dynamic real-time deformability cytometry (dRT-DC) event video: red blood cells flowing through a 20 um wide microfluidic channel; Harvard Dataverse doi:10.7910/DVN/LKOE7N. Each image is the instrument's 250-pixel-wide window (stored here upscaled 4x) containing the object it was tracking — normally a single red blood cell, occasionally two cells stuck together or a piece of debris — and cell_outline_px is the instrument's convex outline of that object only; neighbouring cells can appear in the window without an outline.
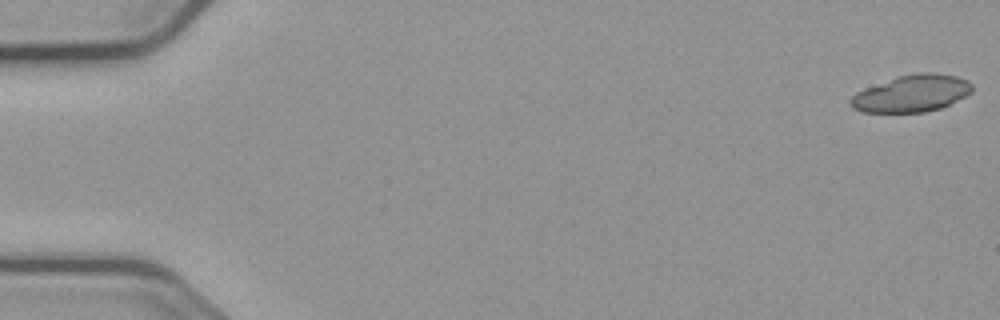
{"species": "common noctule bat (a hibernating species)", "species_latin": "Nyctalus noctula", "temperature_condition": "cold", "stored_images_in_passage": 17, "camera_frame_rate_fps": 3000, "um_per_image_px": 0.085, "animal": {"sex": "male", "body_mass_g": 23.1, "forearm_length_mm": 52.7}, "frame": {"image": 1, "passage_image": 1, "time_ms": 0.0, "image_size_px": [1000, 320], "cell_outline_px": [[972, 92], [940, 108], [924, 112], [864, 112], [852, 108], [848, 104], [848, 100], [856, 92], [864, 88], [896, 76], [916, 72], [932, 72], [956, 76], [968, 80], [972, 84]], "centroid_in_image_um": [77.45, 7.93], "position_along_channel_um": 7.6, "area_um2": 26.3}}
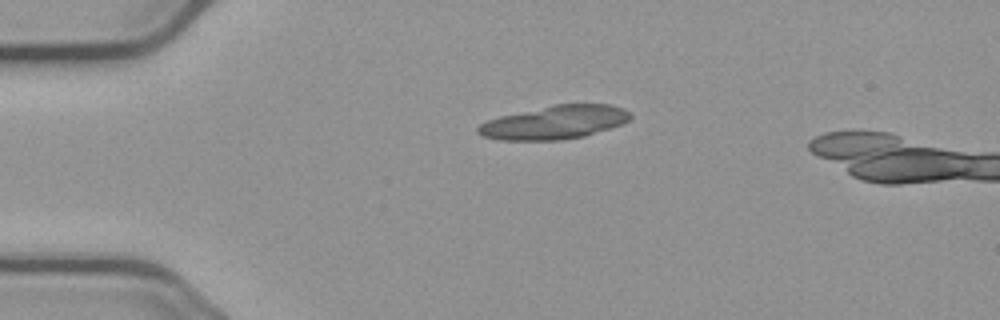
{"frame": {"image": 2, "passage_image": 13, "time_ms": 4.0, "image_size_px": [1000, 320], "cell_outline_px": [[632, 116], [624, 124], [584, 136], [560, 140], [496, 140], [484, 136], [476, 132], [476, 128], [480, 124], [488, 120], [500, 116], [552, 104], [608, 104], [624, 108]], "centroid_in_image_um": [47.13, 10.4], "position_along_channel_um": 37.9, "area_um2": 29.82}}